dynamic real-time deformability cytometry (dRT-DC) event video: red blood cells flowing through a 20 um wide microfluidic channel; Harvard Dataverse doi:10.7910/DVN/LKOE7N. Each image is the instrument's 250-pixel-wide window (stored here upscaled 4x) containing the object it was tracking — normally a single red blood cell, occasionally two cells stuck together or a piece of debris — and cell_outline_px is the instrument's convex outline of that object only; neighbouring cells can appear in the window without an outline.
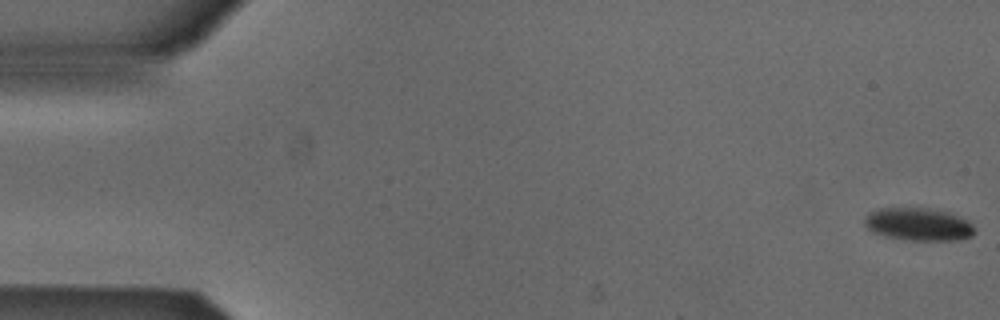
{"species": "Egyptian fruit bat (a non-hibernating species)", "species_latin": "Rousettus aegyptiacus", "temperature_condition": "cold", "stored_images_in_passage": 11, "camera_frame_rate_fps": 3000, "um_per_image_px": 0.085, "animal": {"sex": "male"}, "frame": {"image": 1, "passage_image": 1, "time_ms": 0.0, "image_size_px": [1000, 320], "cell_outline_px": [[976, 232], [972, 236], [960, 240], [908, 240], [884, 236], [872, 232], [864, 224], [864, 220], [872, 212], [880, 208], [928, 208], [948, 212], [968, 220], [976, 228]], "centroid_in_image_um": [78.12, 19.08], "position_along_channel_um": 6.9, "area_um2": 21.04}}